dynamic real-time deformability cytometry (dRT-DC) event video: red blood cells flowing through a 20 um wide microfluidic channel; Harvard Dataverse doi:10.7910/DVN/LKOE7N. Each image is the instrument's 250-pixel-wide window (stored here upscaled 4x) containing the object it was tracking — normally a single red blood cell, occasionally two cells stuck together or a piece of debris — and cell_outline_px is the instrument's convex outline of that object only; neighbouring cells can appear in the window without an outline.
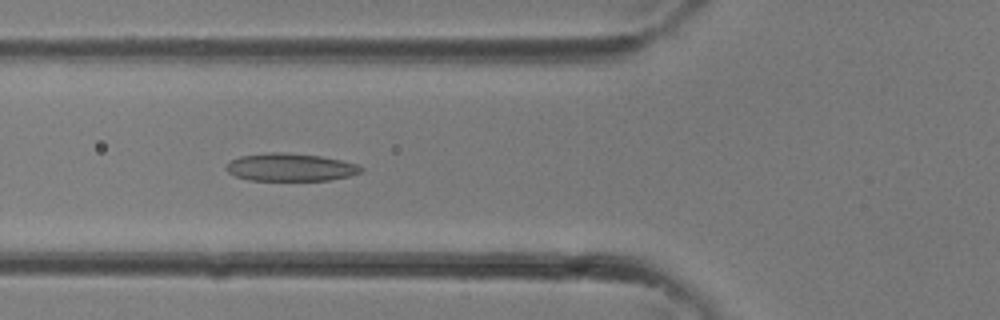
{"species": "common noctule bat (a hibernating species)", "species_latin": "Nyctalus noctula", "temperature_condition": "room temperature", "stored_images_in_passage": 32, "camera_frame_rate_fps": 3000, "um_per_image_px": 0.085, "animal": {"sex": "female"}, "frame": {"image": 1, "passage_image": 11, "time_ms": 3.333, "image_size_px": [1000, 320], "cell_outline_px": [[364, 172], [348, 176], [328, 180], [248, 180], [236, 176], [228, 172], [224, 168], [232, 160], [240, 156], [268, 152], [284, 152], [320, 156], [340, 160], [356, 164], [364, 168]], "centroid_in_image_um": [24.68, 14.21], "position_along_channel_um": 101.1, "area_um2": 21.73}}
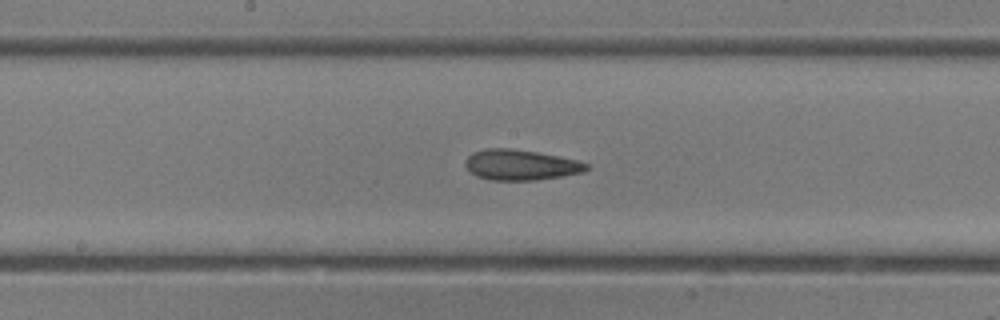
{"frame": {"image": 2, "passage_image": 16, "time_ms": 5.0, "image_size_px": [1000, 320], "cell_outline_px": [[588, 168], [584, 172], [536, 180], [492, 180], [476, 176], [468, 172], [464, 164], [464, 160], [472, 152], [488, 148], [508, 148], [536, 152], [560, 156], [576, 160], [588, 164]], "centroid_in_image_um": [44.2, 14.01], "position_along_channel_um": 204.0, "area_um2": 21.56}}
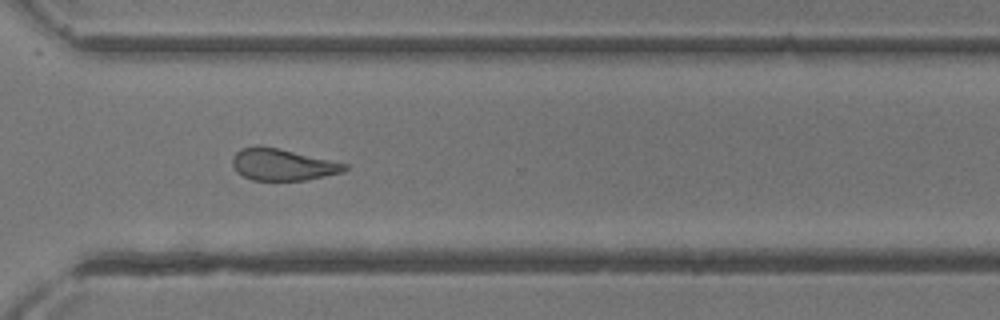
{"frame": {"image": 3, "passage_image": 23, "time_ms": 7.333, "image_size_px": [1000, 320], "cell_outline_px": [[348, 168], [344, 172], [308, 180], [252, 180], [236, 172], [232, 164], [232, 160], [236, 152], [240, 148], [276, 148], [348, 164]], "centroid_in_image_um": [24.05, 14.03], "position_along_channel_um": 346.6, "area_um2": 20.23}}